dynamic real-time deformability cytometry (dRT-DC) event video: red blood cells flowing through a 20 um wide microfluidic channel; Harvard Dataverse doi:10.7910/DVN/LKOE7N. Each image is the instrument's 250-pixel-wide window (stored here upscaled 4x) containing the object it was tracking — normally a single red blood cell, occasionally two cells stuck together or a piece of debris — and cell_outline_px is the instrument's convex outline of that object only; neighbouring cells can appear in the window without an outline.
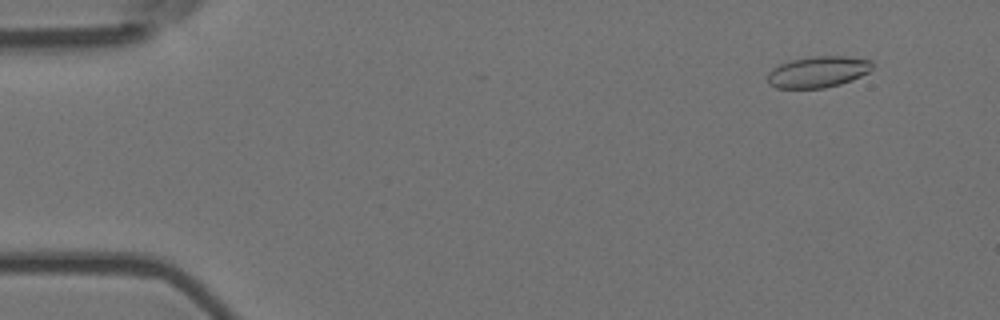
{"species": "Egyptian fruit bat (a non-hibernating species)", "species_latin": "Rousettus aegyptiacus", "temperature_condition": "room temperature", "stored_images_in_passage": 55, "camera_frame_rate_fps": 3000, "um_per_image_px": 0.085, "animal": {"sex": "female"}, "frame": {"image": 1, "passage_image": 5, "time_ms": 1.333, "image_size_px": [1000, 320], "cell_outline_px": [[872, 68], [868, 72], [852, 80], [840, 84], [824, 88], [776, 88], [768, 84], [768, 72], [772, 68], [780, 64], [792, 60], [816, 56], [848, 56], [872, 60]], "centroid_in_image_um": [69.53, 6.11], "position_along_channel_um": 15.5, "area_um2": 19.07}}
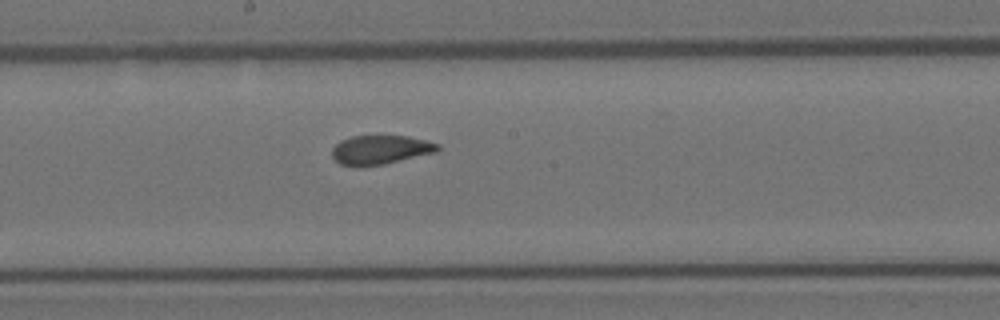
{"frame": {"image": 2, "passage_image": 30, "time_ms": 9.667, "image_size_px": [1000, 320], "cell_outline_px": [[440, 148], [436, 152], [384, 164], [340, 164], [332, 156], [332, 148], [340, 140], [352, 136], [408, 136], [440, 144]], "centroid_in_image_um": [32.36, 12.7], "position_along_channel_um": 215.8, "area_um2": 17.4}}
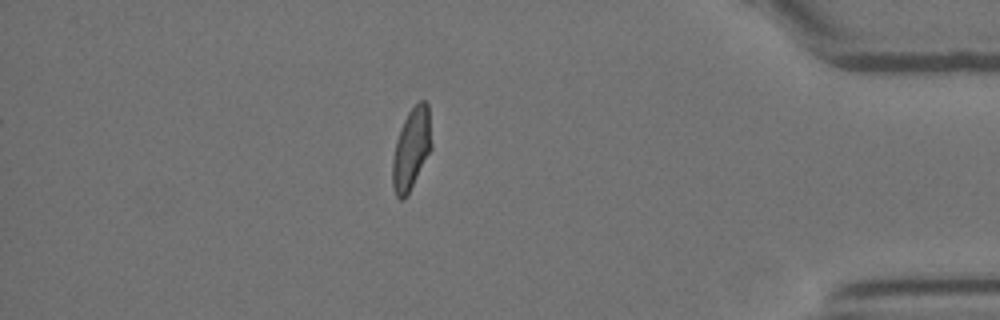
{"frame": {"image": 3, "passage_image": 48, "time_ms": 15.667, "image_size_px": [1000, 320], "cell_outline_px": [[432, 148], [404, 200], [400, 200], [396, 196], [392, 184], [392, 160], [396, 140], [400, 128], [408, 112], [420, 100], [424, 100], [428, 104], [432, 144]], "centroid_in_image_um": [34.96, 12.65], "position_along_channel_um": 400.2, "area_um2": 18.44}, "authors_computed_cell_mechanics": {"area_um2": 18.9006, "velocity_mm_per_s": 3.7054, "shape_relaxation_time_tau1_ms": null, "shape_relaxation_time_tau2_ms": 1.4139, "deformation_change_tau1": null, "deformation_change_tau2": 0.0491}}